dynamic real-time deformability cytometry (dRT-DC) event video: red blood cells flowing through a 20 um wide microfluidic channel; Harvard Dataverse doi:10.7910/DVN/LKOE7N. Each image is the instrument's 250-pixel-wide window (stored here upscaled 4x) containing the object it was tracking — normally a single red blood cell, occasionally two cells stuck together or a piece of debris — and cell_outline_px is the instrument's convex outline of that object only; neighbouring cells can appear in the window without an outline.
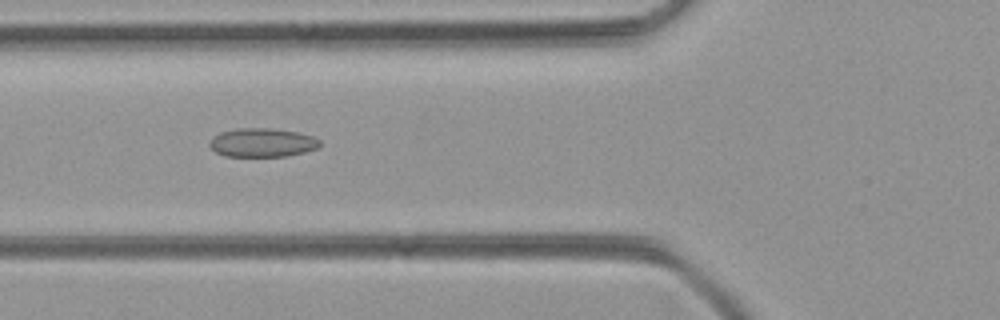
{"species": "common noctule bat (a hibernating species)", "species_latin": "Nyctalus noctula", "temperature_condition": "room temperature", "stored_images_in_passage": 33, "camera_frame_rate_fps": 3000, "um_per_image_px": 0.085, "animal": {"sex": "female", "body_mass_g": 21.9}, "frame": {"image": 1, "passage_image": 6, "time_ms": 1.667, "image_size_px": [1000, 320], "cell_outline_px": [[320, 144], [316, 148], [304, 152], [288, 156], [224, 156], [216, 152], [208, 144], [212, 136], [220, 132], [236, 128], [272, 128], [300, 132], [312, 136], [320, 140]], "centroid_in_image_um": [22.27, 12.11], "position_along_channel_um": 103.5, "area_um2": 18.61}}
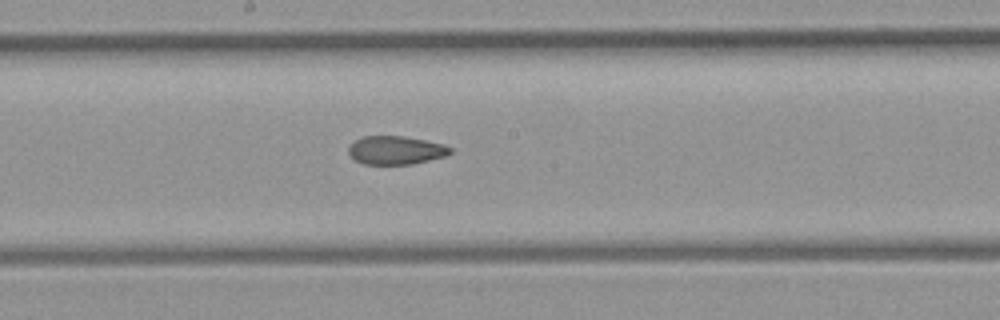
{"frame": {"image": 2, "passage_image": 14, "time_ms": 4.333, "image_size_px": [1000, 320], "cell_outline_px": [[452, 152], [448, 156], [412, 164], [364, 164], [356, 160], [348, 152], [348, 148], [360, 136], [404, 136], [444, 144], [452, 148]], "centroid_in_image_um": [33.68, 12.77], "position_along_channel_um": 214.5, "area_um2": 16.88}}
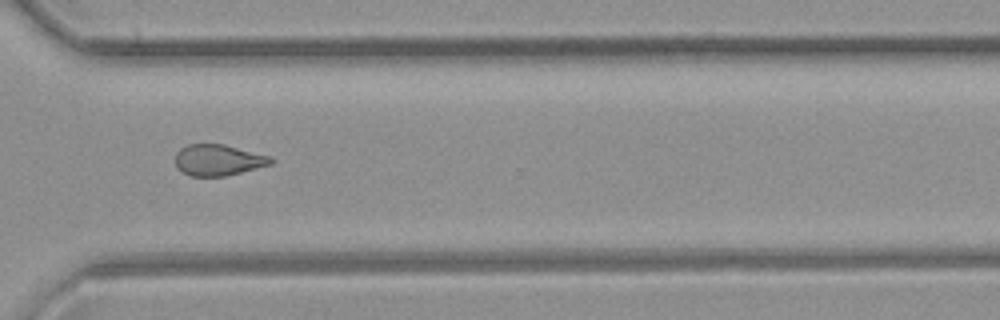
{"frame": {"image": 3, "passage_image": 24, "time_ms": 7.667, "image_size_px": [1000, 320], "cell_outline_px": [[276, 160], [272, 164], [224, 176], [192, 176], [180, 172], [176, 168], [176, 152], [180, 148], [188, 144], [224, 144], [272, 156]], "centroid_in_image_um": [18.56, 13.6], "position_along_channel_um": 352.0, "area_um2": 17.51}}